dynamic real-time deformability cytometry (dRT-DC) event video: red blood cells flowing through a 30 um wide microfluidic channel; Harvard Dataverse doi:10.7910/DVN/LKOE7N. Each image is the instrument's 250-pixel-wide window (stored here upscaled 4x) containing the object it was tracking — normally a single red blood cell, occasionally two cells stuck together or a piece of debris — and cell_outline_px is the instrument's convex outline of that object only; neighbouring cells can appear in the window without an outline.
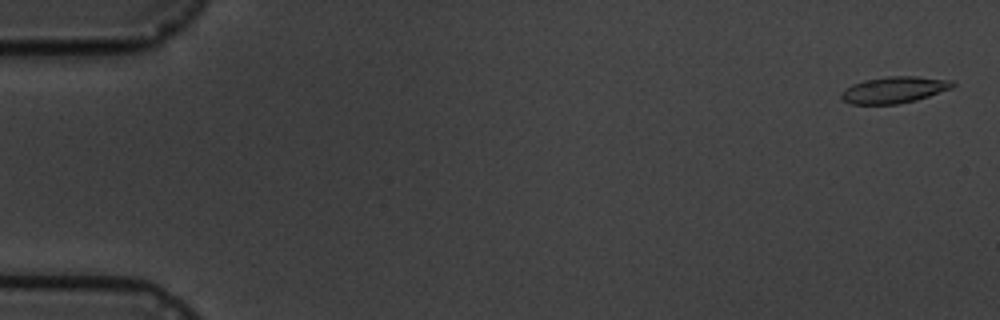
{"species": "common noctule bat (a hibernating species)", "species_latin": "Nyctalus noctula", "temperature_condition": "cold", "stored_images_in_passage": 5, "camera_frame_rate_fps": 3000, "um_per_image_px": 0.085, "animal": {"sex": "male", "body_mass_g": 19.5, "forearm_length_mm": 54.6}, "frame": {"image": 1, "passage_image": 1, "time_ms": 0.0, "image_size_px": [1000, 320], "cell_outline_px": [[956, 84], [952, 88], [916, 100], [896, 104], [852, 104], [840, 100], [840, 92], [852, 84], [864, 80], [888, 76], [916, 76], [952, 80]], "centroid_in_image_um": [75.97, 7.63], "position_along_channel_um": 9.0, "area_um2": 17.28}}
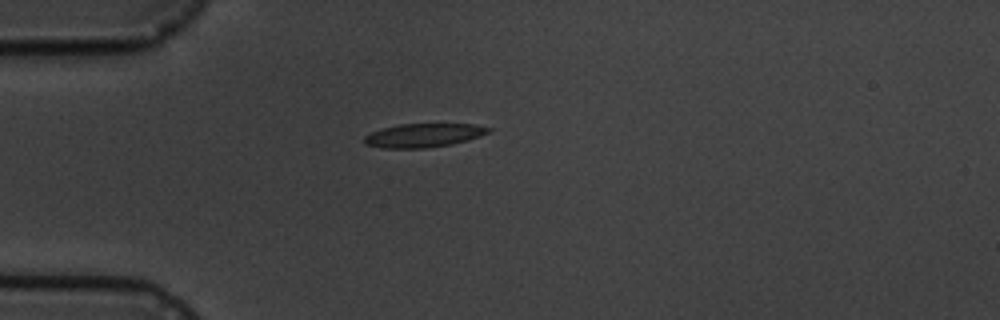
{"frame": {"image": 2, "passage_image": 5, "time_ms": 4.667, "image_size_px": [1000, 320], "cell_outline_px": [[492, 128], [488, 132], [480, 136], [468, 140], [452, 144], [424, 148], [384, 148], [364, 144], [364, 136], [372, 132], [384, 128], [400, 124], [472, 124]], "centroid_in_image_um": [36.0, 11.51], "position_along_channel_um": 49.0, "area_um2": 16.99}}